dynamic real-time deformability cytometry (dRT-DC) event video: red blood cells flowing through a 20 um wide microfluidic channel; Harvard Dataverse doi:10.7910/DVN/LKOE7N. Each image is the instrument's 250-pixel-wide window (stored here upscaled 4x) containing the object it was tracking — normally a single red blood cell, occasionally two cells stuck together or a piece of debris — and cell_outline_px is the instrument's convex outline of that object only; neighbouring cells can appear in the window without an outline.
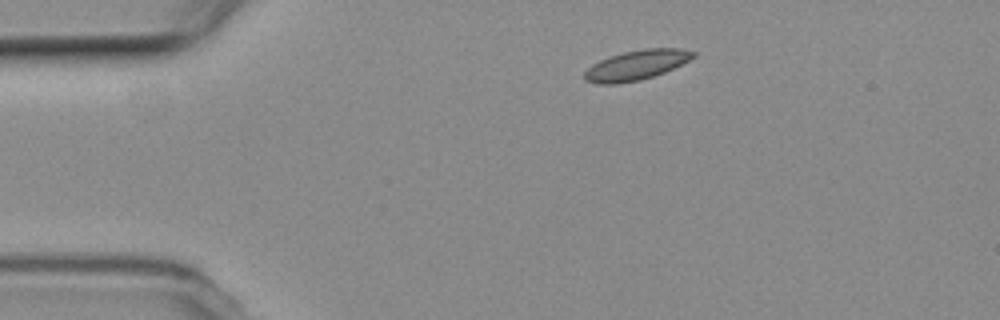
{"species": "common noctule bat (a hibernating species)", "species_latin": "Nyctalus noctula", "temperature_condition": "room temperature", "stored_images_in_passage": 3, "camera_frame_rate_fps": 3000, "um_per_image_px": 0.085, "animal": {"sex": "female", "body_mass_g": 19.3, "forearm_length_mm": 54.1}, "frame": {"image": 1, "passage_image": 1, "time_ms": 0.0, "image_size_px": [1000, 320], "cell_outline_px": [[696, 56], [664, 72], [640, 80], [616, 84], [596, 84], [584, 80], [584, 72], [592, 64], [600, 60], [624, 52], [644, 48], [680, 48], [696, 52]], "centroid_in_image_um": [54.07, 5.53], "position_along_channel_um": 30.9, "area_um2": 18.73}}